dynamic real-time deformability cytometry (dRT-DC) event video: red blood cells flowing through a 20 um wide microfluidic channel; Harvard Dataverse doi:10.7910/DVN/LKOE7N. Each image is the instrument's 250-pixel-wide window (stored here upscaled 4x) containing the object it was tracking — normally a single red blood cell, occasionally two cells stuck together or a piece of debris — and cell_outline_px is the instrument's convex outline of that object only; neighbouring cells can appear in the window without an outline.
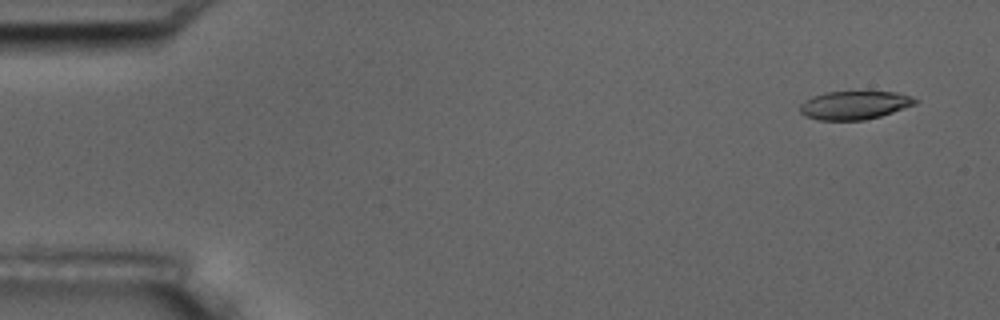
{"species": "common noctule bat (a hibernating species)", "species_latin": "Nyctalus noctula", "temperature_condition": "room temperature", "stored_images_in_passage": 5, "camera_frame_rate_fps": 3000, "um_per_image_px": 0.085, "animal": {"sex": "male", "body_mass_g": 17.5, "forearm_length_mm": 52.3}, "frame": {"image": 1, "passage_image": 1, "time_ms": 0.0, "image_size_px": [1000, 320], "cell_outline_px": [[920, 100], [916, 104], [880, 116], [864, 120], [820, 120], [804, 116], [800, 112], [800, 104], [804, 100], [812, 96], [824, 92], [896, 92], [912, 96]], "centroid_in_image_um": [72.62, 8.93], "position_along_channel_um": 12.4, "area_um2": 19.13}}
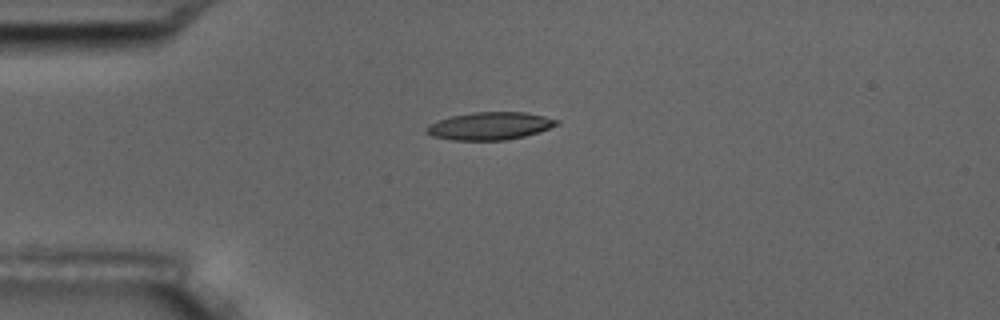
{"frame": {"image": 2, "passage_image": 4, "time_ms": 3.667, "image_size_px": [1000, 320], "cell_outline_px": [[560, 124], [540, 132], [524, 136], [504, 140], [452, 140], [432, 136], [424, 132], [424, 128], [440, 120], [452, 116], [472, 112], [524, 112], [544, 116], [560, 120]], "centroid_in_image_um": [41.67, 10.71], "position_along_channel_um": 43.3, "area_um2": 20.98}}